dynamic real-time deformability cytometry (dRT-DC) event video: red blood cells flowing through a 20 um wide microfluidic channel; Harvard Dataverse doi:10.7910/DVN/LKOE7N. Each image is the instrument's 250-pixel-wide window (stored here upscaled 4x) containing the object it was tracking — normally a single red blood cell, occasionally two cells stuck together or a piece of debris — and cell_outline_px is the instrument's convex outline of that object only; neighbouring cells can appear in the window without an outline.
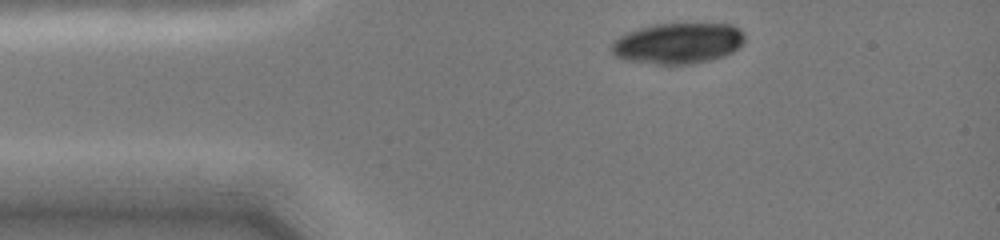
{"species": "common noctule bat (a hibernating species)", "species_latin": "Nyctalus noctula", "temperature_condition": "cold", "stored_images_in_passage": 4, "camera_frame_rate_fps": 3000, "um_per_image_px": 0.085, "animal": {"sex": "female", "body_mass_g": 19.0, "forearm_length_mm": 51.5}, "frame": {"image": 1, "passage_image": 1, "time_ms": 0.0, "image_size_px": [1000, 240], "cell_outline_px": [[744, 40], [732, 52], [724, 56], [692, 64], [656, 64], [624, 60], [616, 56], [612, 52], [612, 44], [620, 36], [628, 32], [640, 28], [656, 24], [732, 24], [744, 36]], "centroid_in_image_um": [57.6, 3.69], "position_along_channel_um": 27.4, "area_um2": 31.21}}